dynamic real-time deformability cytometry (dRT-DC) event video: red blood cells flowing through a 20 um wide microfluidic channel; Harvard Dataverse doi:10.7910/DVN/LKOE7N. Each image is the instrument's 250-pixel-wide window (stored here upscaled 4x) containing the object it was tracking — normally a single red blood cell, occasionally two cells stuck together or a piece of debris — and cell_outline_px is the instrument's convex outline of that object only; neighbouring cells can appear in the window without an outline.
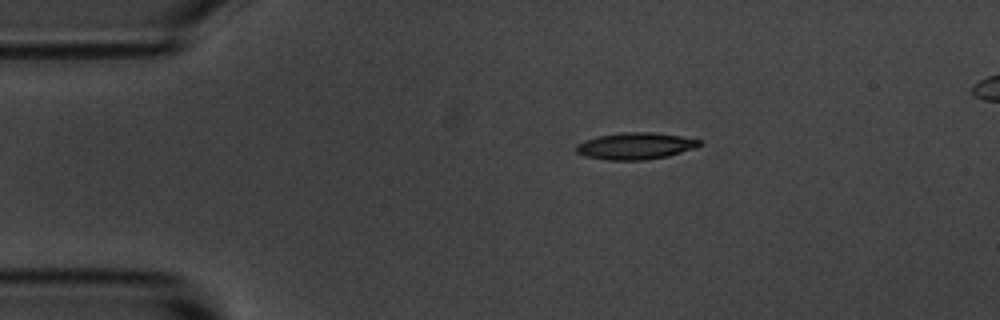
{"species": "common noctule bat (a hibernating species)", "species_latin": "Nyctalus noctula", "temperature_condition": "room temperature", "stored_images_in_passage": 47, "segment_of_instrument_passage": [1, 2], "camera_frame_rate_fps": 3000, "um_per_image_px": 0.085, "animal": {"sex": "male", "body_mass_g": 20.1, "forearm_length_mm": 53.5}, "frame": {"image": 1, "passage_image": 1, "time_ms": 0.0, "image_size_px": [1000, 320], "cell_outline_px": [[704, 144], [696, 148], [668, 156], [648, 160], [608, 160], [584, 156], [576, 152], [576, 144], [584, 140], [596, 136], [624, 132], [652, 132], [680, 136], [700, 140]], "centroid_in_image_um": [54.01, 12.41], "position_along_channel_um": 31.0, "area_um2": 19.42}}
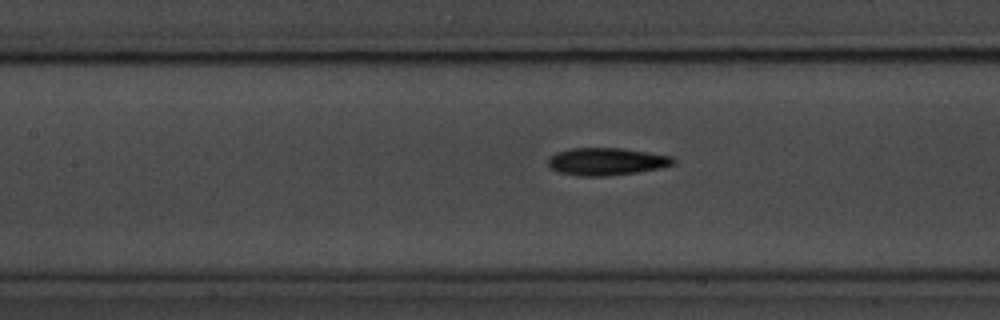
{"frame": {"image": 2, "passage_image": 15, "time_ms": 4.667, "image_size_px": [1000, 320], "cell_outline_px": [[676, 164], [660, 168], [636, 172], [608, 176], [576, 176], [556, 172], [548, 164], [548, 160], [556, 152], [568, 148], [620, 148], [648, 152], [672, 156], [676, 160]], "centroid_in_image_um": [51.55, 13.73], "position_along_channel_um": 155.8, "area_um2": 20.17}}
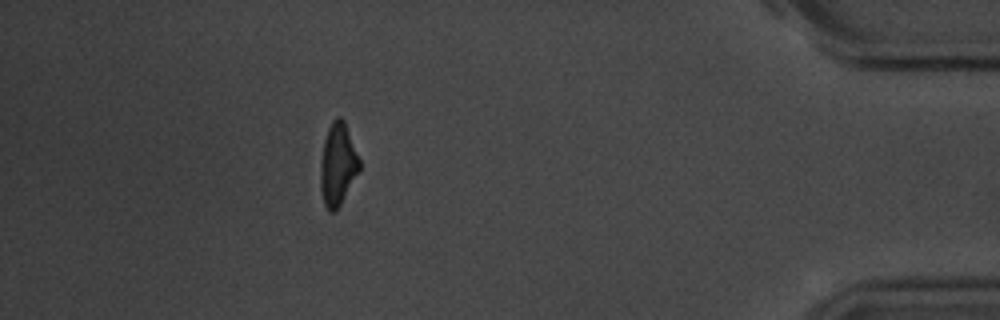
{"frame": {"image": 3, "passage_image": 40, "time_ms": 13.0, "image_size_px": [1000, 320], "cell_outline_px": [[360, 172], [336, 212], [328, 212], [324, 204], [320, 188], [320, 164], [324, 140], [328, 128], [332, 120], [336, 116], [340, 116], [344, 120], [360, 160]], "centroid_in_image_um": [28.71, 14.01], "position_along_channel_um": 406.5, "area_um2": 19.02}}